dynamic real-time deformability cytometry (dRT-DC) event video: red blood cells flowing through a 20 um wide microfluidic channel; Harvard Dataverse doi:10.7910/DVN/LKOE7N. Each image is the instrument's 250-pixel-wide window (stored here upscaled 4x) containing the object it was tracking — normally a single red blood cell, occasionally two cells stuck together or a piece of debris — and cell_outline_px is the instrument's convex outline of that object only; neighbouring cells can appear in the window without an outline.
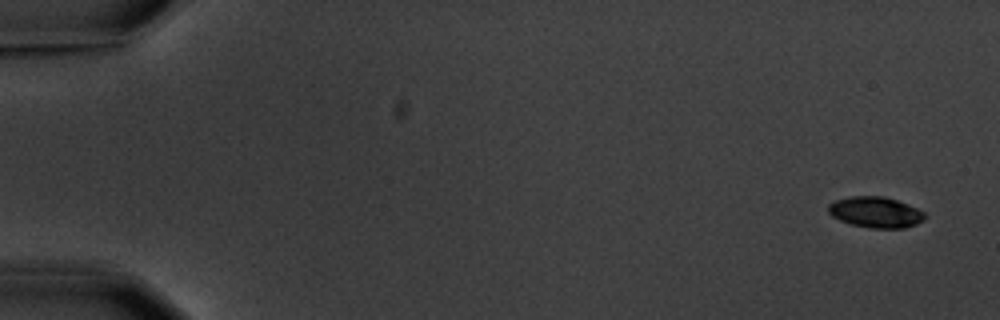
{"species": "common noctule bat (a hibernating species)", "species_latin": "Nyctalus noctula", "temperature_condition": "warm", "stored_images_in_passage": 8, "camera_frame_rate_fps": 3000, "um_per_image_px": 0.085, "animal": {"sex": "male", "body_mass_g": 20.1, "forearm_length_mm": 53.5}, "frame": {"image": 1, "passage_image": 1, "time_ms": 0.0, "image_size_px": [1000, 320], "cell_outline_px": [[924, 220], [916, 224], [904, 228], [868, 228], [852, 224], [840, 220], [832, 216], [828, 212], [828, 204], [836, 200], [852, 196], [884, 196], [908, 204], [924, 212]], "centroid_in_image_um": [74.41, 18.04], "position_along_channel_um": 10.6, "area_um2": 17.28}}
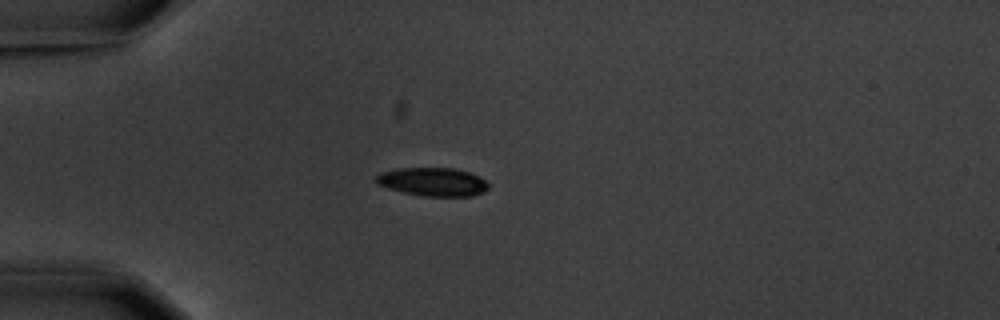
{"frame": {"image": 2, "passage_image": 5, "time_ms": 4.667, "image_size_px": [1000, 320], "cell_outline_px": [[488, 188], [484, 192], [472, 196], [424, 196], [404, 192], [388, 188], [380, 184], [376, 180], [376, 176], [380, 172], [396, 168], [456, 168], [480, 176], [488, 184]], "centroid_in_image_um": [36.81, 15.45], "position_along_channel_um": 48.2, "area_um2": 18.55}}